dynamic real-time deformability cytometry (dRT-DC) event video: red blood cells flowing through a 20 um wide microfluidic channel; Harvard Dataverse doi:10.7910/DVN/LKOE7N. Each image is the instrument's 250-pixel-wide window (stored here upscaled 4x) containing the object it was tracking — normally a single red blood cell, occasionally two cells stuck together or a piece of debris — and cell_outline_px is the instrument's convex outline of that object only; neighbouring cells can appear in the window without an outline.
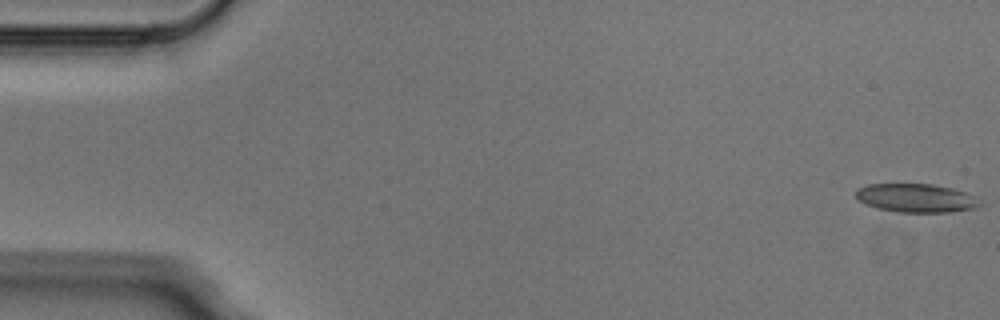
{"species": "Egyptian fruit bat (a non-hibernating species)", "species_latin": "Rousettus aegyptiacus", "temperature_condition": "cold", "stored_images_in_passage": 5, "camera_frame_rate_fps": 3000, "um_per_image_px": 0.085, "animal": {"sex": "male"}, "frame": {"image": 1, "passage_image": 1, "time_ms": 0.0, "image_size_px": [1000, 320], "cell_outline_px": [[984, 204], [976, 208], [948, 212], [896, 212], [876, 208], [864, 204], [856, 196], [856, 192], [860, 188], [868, 184], [932, 184], [952, 188], [976, 196]], "centroid_in_image_um": [77.91, 16.84], "position_along_channel_um": 7.1, "area_um2": 20.75}}
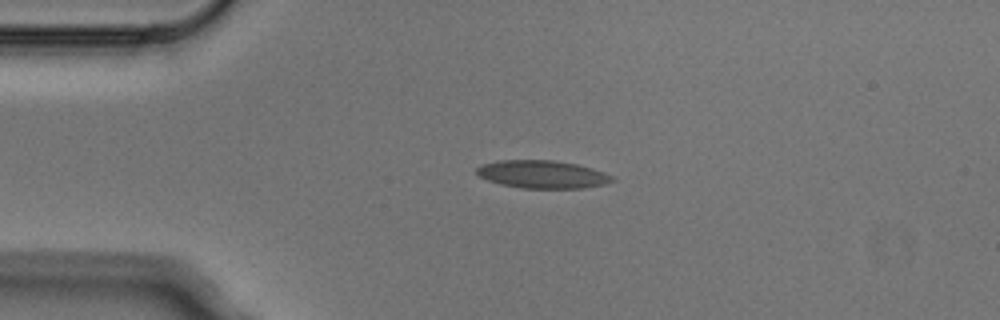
{"frame": {"image": 2, "passage_image": 4, "time_ms": 1.0, "image_size_px": [1000, 320], "cell_outline_px": [[616, 180], [604, 184], [584, 188], [520, 188], [500, 184], [488, 180], [480, 176], [476, 172], [476, 168], [480, 164], [500, 160], [556, 160], [576, 164], [592, 168], [604, 172], [612, 176]], "centroid_in_image_um": [46.09, 14.81], "position_along_channel_um": 38.9, "area_um2": 22.08}}